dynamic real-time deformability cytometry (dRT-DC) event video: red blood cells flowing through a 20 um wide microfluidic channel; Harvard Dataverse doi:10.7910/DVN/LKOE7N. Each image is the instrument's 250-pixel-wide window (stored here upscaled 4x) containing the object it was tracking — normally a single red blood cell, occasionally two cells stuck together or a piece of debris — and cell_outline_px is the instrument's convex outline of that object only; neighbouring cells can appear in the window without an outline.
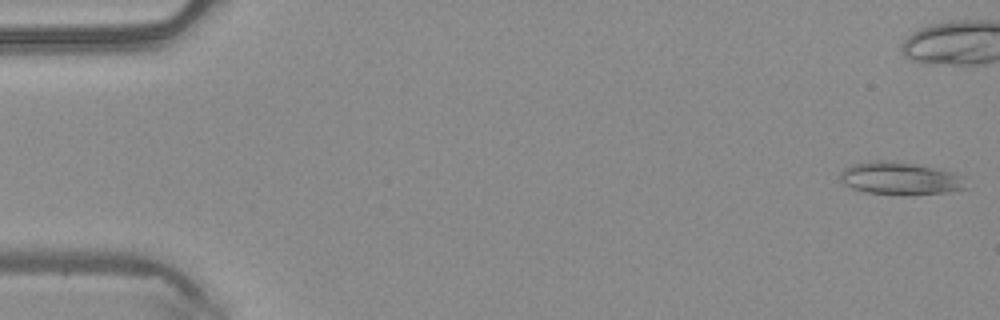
{"species": "common noctule bat (a hibernating species)", "species_latin": "Nyctalus noctula", "temperature_condition": "warm", "stored_images_in_passage": 39, "camera_frame_rate_fps": 3000, "um_per_image_px": 0.085, "animal": {"sex": "male", "body_mass_g": 20.4}, "frame": {"image": 1, "passage_image": 1, "time_ms": 0.0, "image_size_px": [1000, 320], "cell_outline_px": [[968, 188], [948, 192], [904, 196], [864, 192], [852, 188], [844, 184], [840, 180], [840, 172], [844, 168], [852, 164], [872, 160], [892, 160], [916, 164], [952, 172], [960, 176]], "centroid_in_image_um": [76.46, 15.17], "position_along_channel_um": 8.5, "area_um2": 24.28}}